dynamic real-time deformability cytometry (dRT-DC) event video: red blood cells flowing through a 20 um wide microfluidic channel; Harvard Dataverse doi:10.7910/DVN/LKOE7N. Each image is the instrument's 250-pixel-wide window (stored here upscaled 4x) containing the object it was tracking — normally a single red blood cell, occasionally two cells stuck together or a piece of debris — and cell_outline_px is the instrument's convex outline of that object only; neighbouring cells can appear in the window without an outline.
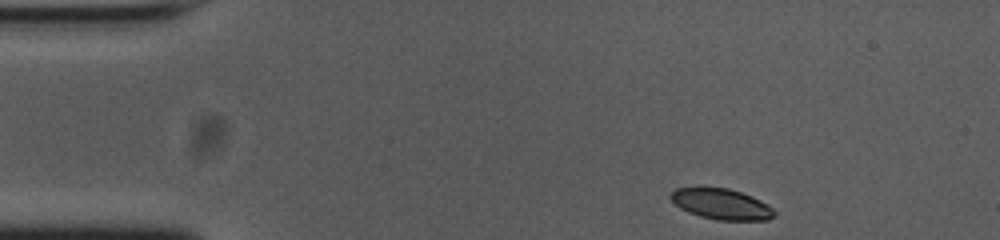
{"species": "common noctule bat (a hibernating species)", "species_latin": "Nyctalus noctula", "temperature_condition": "cold", "stored_images_in_passage": 27, "camera_frame_rate_fps": 3000, "um_per_image_px": 0.085, "animal": {"sex": "female", "body_mass_g": 23.0, "forearm_length_mm": 53.4}, "frame": {"image": 1, "passage_image": 1, "time_ms": 0.0, "image_size_px": [1000, 240], "cell_outline_px": [[776, 216], [768, 220], [716, 220], [700, 216], [688, 212], [680, 208], [668, 196], [676, 188], [728, 188], [752, 196], [760, 200], [772, 208], [776, 212]], "centroid_in_image_um": [61.34, 17.36], "position_along_channel_um": 23.7, "area_um2": 18.44}}
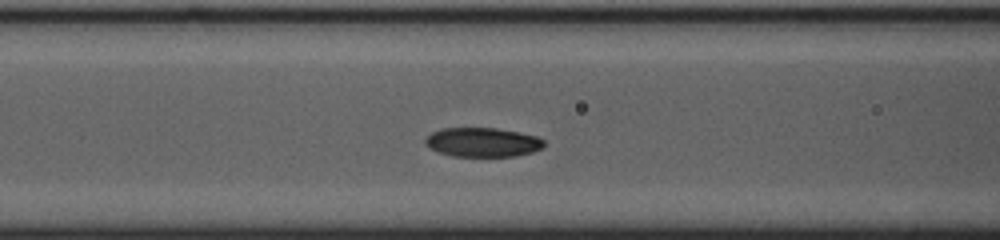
{"frame": {"image": 2, "passage_image": 15, "time_ms": 4.667, "image_size_px": [1000, 240], "cell_outline_px": [[544, 148], [532, 152], [516, 156], [452, 156], [440, 152], [424, 144], [424, 140], [432, 132], [440, 128], [496, 128], [520, 132], [536, 136], [544, 140]], "centroid_in_image_um": [41.04, 12.08], "position_along_channel_um": 125.6, "area_um2": 20.23}}
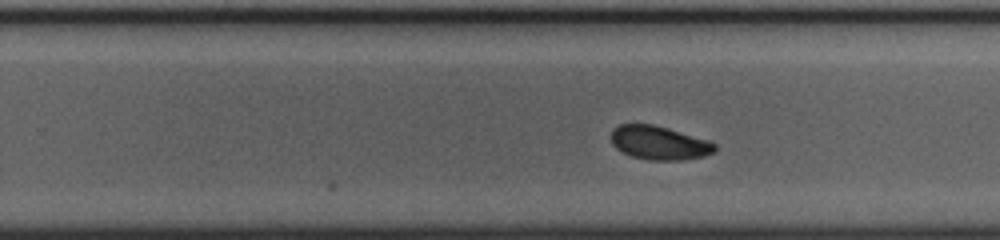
{"frame": {"image": 3, "passage_image": 27, "time_ms": 8.667, "image_size_px": [1000, 240], "cell_outline_px": [[716, 152], [704, 156], [680, 160], [648, 160], [632, 156], [616, 148], [612, 144], [612, 128], [620, 124], [652, 124], [668, 128], [712, 140], [716, 144]], "centroid_in_image_um": [56.08, 12.13], "position_along_channel_um": 273.7, "area_um2": 20.58}}